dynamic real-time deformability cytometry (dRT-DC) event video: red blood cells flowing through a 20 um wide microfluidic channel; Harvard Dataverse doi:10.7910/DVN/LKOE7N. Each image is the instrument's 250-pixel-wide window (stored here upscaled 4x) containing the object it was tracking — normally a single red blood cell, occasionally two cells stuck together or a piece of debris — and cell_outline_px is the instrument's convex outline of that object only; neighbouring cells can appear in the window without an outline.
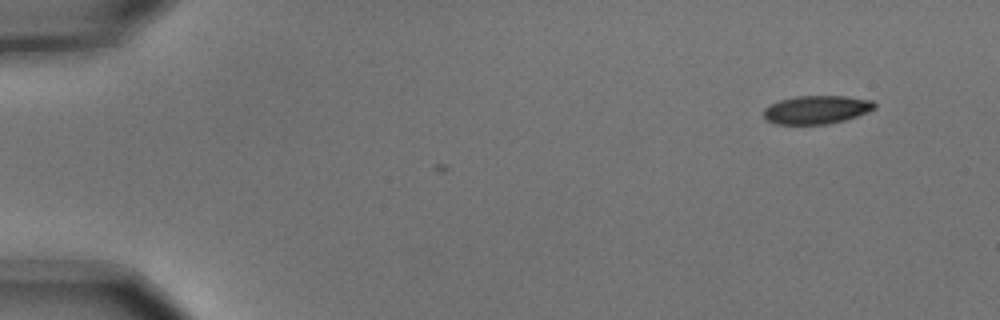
{"species": "common noctule bat (a hibernating species)", "species_latin": "Nyctalus noctula", "temperature_condition": "cold", "stored_images_in_passage": 2, "camera_frame_rate_fps": 3000, "um_per_image_px": 0.085, "animal": {"sex": "male", "body_mass_g": 15.6}, "frame": {"image": 1, "passage_image": 2, "time_ms": 0.333, "image_size_px": [1000, 320], "cell_outline_px": [[876, 108], [868, 112], [844, 120], [828, 124], [776, 124], [768, 120], [764, 116], [764, 108], [780, 100], [796, 96], [848, 96], [872, 100], [876, 104]], "centroid_in_image_um": [69.44, 9.32], "position_along_channel_um": 15.6, "area_um2": 18.26}}